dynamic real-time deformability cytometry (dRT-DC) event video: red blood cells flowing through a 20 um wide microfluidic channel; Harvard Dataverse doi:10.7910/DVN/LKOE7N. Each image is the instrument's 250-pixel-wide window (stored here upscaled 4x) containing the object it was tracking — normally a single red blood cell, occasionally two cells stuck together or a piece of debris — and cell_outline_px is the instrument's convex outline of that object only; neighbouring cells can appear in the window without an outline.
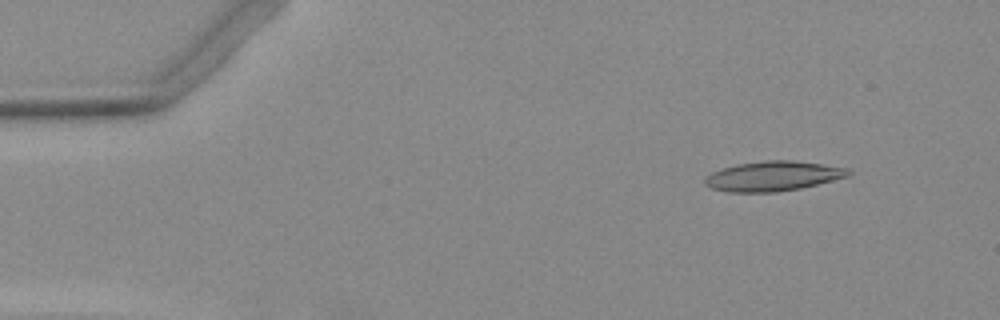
{"species": "Egyptian fruit bat (a non-hibernating species)", "species_latin": "Rousettus aegyptiacus", "temperature_condition": "warm", "stored_images_in_passage": 52, "camera_frame_rate_fps": 3000, "um_per_image_px": 0.085, "animal": {"sex": "female"}, "frame": {"image": 1, "passage_image": 5, "time_ms": 1.333, "image_size_px": [1000, 320], "cell_outline_px": [[852, 172], [848, 176], [800, 188], [776, 192], [728, 192], [712, 188], [704, 184], [704, 176], [712, 172], [736, 164], [764, 160], [792, 160], [848, 168]], "centroid_in_image_um": [65.66, 14.97], "position_along_channel_um": 19.3, "area_um2": 24.8}}
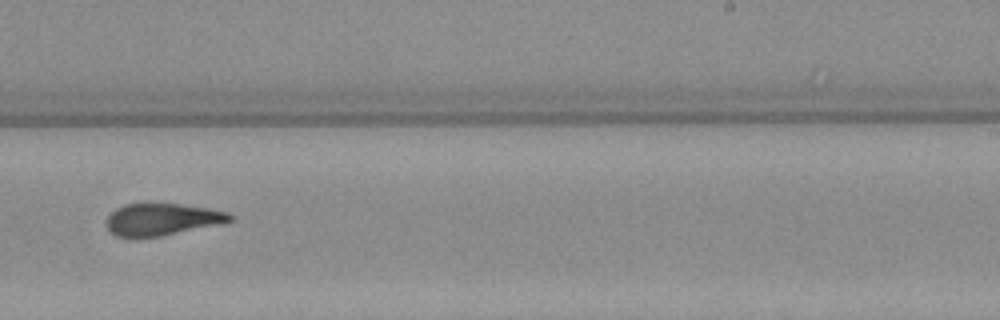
{"frame": {"image": 2, "passage_image": 32, "time_ms": 10.333, "image_size_px": [1000, 320], "cell_outline_px": [[236, 220], [220, 224], [160, 236], [116, 236], [108, 228], [108, 216], [116, 208], [124, 204], [180, 204], [212, 208], [228, 212], [236, 216]], "centroid_in_image_um": [13.88, 18.63], "position_along_channel_um": 275.1, "area_um2": 22.83}}
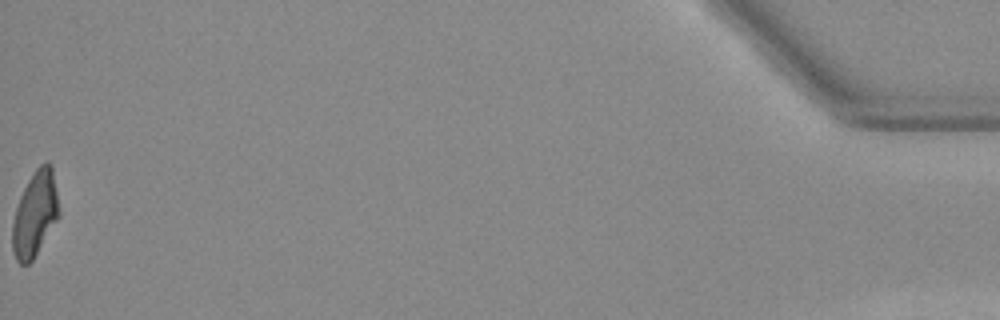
{"frame": {"image": 3, "passage_image": 52, "time_ms": 17.0, "image_size_px": [1000, 320], "cell_outline_px": [[60, 216], [32, 260], [28, 264], [20, 264], [16, 260], [12, 248], [12, 224], [16, 208], [20, 196], [28, 180], [36, 168], [44, 160], [48, 160], [52, 164], [60, 212]], "centroid_in_image_um": [2.99, 18.15], "position_along_channel_um": 432.2, "area_um2": 23.24}}